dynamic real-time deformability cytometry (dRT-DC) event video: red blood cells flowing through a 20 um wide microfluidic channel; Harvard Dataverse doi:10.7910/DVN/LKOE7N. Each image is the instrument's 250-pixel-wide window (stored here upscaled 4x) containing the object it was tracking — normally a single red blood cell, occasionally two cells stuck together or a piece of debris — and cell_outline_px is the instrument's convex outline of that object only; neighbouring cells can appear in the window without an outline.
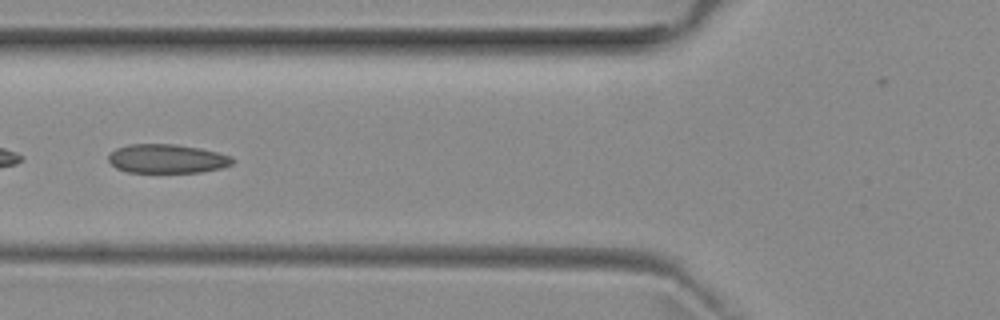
{"species": "common noctule bat (a hibernating species)", "species_latin": "Nyctalus noctula", "temperature_condition": "room temperature", "stored_images_in_passage": 40, "camera_frame_rate_fps": 3000, "um_per_image_px": 0.085, "animal": {"sex": "female", "body_mass_g": 29.2, "forearm_length_mm": 56.3}, "frame": {"image": 1, "passage_image": 7, "time_ms": 2.0, "image_size_px": [1000, 320], "cell_outline_px": [[236, 160], [232, 164], [220, 168], [200, 172], [128, 172], [116, 168], [108, 160], [108, 156], [116, 148], [128, 144], [176, 144], [200, 148], [232, 156]], "centroid_in_image_um": [14.2, 13.48], "position_along_channel_um": 111.6, "area_um2": 20.92}, "authors_computed_cell_mechanics": {"area_um2": 20.9236, "velocity_mm_per_s": 3.9575, "shape_relaxation_time_tau1_ms": null, "shape_relaxation_time_tau2_ms": 1.7568, "deformation_change_tau1": null, "deformation_change_tau2": 0.0866}}